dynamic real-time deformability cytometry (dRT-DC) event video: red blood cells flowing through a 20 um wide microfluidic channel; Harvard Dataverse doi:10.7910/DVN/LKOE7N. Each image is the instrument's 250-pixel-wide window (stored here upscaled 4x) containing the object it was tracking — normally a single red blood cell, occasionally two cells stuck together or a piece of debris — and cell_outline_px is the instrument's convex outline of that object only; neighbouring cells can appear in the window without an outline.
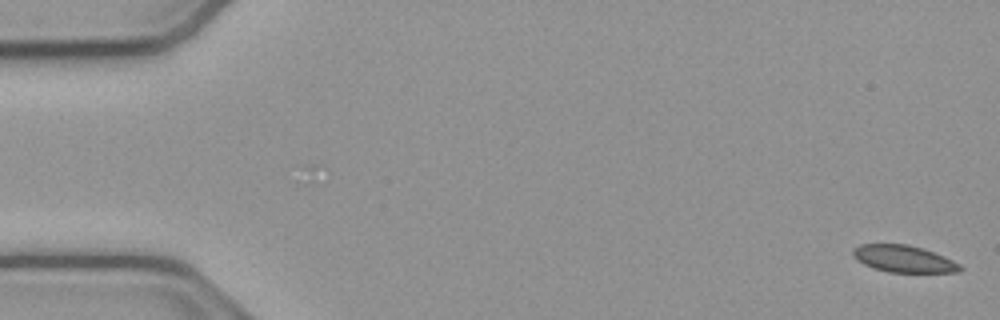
{"species": "common noctule bat (a hibernating species)", "species_latin": "Nyctalus noctula", "temperature_condition": "cold", "stored_images_in_passage": 14, "camera_frame_rate_fps": 3000, "um_per_image_px": 0.085, "animal": {"sex": "male", "body_mass_g": 23.1, "forearm_length_mm": 52.7}, "frame": {"image": 1, "passage_image": 1, "time_ms": 0.0, "image_size_px": [1000, 320], "cell_outline_px": [[964, 268], [960, 272], [888, 272], [872, 268], [856, 260], [852, 256], [852, 248], [860, 244], [908, 244], [944, 256], [960, 264]], "centroid_in_image_um": [76.77, 22.0], "position_along_channel_um": 8.2, "area_um2": 16.88}}